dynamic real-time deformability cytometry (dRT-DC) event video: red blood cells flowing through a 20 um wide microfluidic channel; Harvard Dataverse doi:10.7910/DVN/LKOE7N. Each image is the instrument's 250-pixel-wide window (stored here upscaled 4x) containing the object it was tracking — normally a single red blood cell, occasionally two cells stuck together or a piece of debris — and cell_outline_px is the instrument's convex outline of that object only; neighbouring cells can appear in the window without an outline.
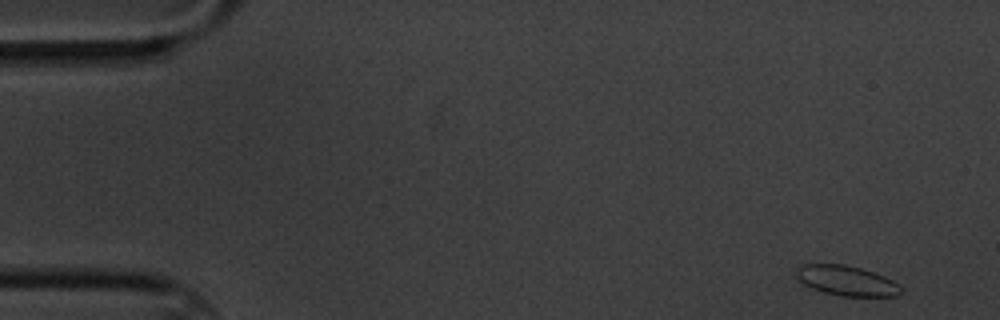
{"species": "common noctule bat (a hibernating species)", "species_latin": "Nyctalus noctula", "temperature_condition": "cold", "stored_images_in_passage": 57, "camera_frame_rate_fps": 3000, "um_per_image_px": 0.085, "animal": {"sex": "male", "body_mass_g": 20.1, "forearm_length_mm": 53.5}, "frame": {"image": 1, "passage_image": 1, "time_ms": 0.0, "image_size_px": [1000, 320], "cell_outline_px": [[900, 292], [896, 296], [840, 296], [824, 292], [812, 288], [804, 284], [792, 272], [800, 264], [844, 264], [860, 268], [884, 276], [900, 284]], "centroid_in_image_um": [71.9, 23.84], "position_along_channel_um": 13.1, "area_um2": 18.32}}
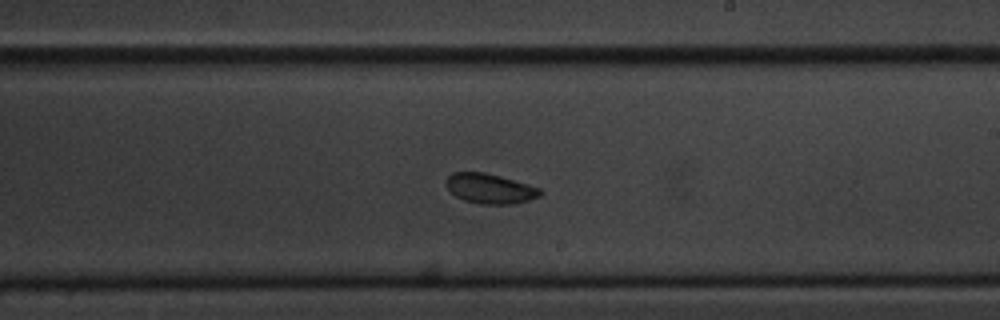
{"frame": {"image": 2, "passage_image": 32, "time_ms": 10.333, "image_size_px": [1000, 320], "cell_outline_px": [[544, 192], [540, 196], [528, 200], [512, 204], [480, 204], [464, 200], [456, 196], [444, 184], [444, 180], [452, 172], [484, 172], [500, 176], [528, 184], [540, 188]], "centroid_in_image_um": [41.63, 16.02], "position_along_channel_um": 247.4, "area_um2": 16.47}}
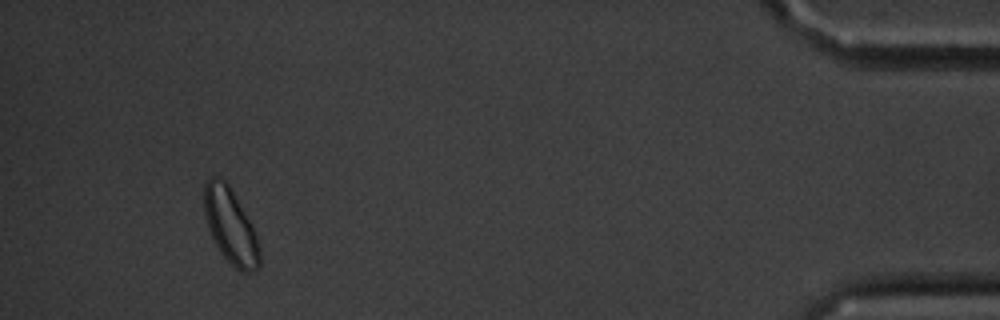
{"frame": {"image": 3, "passage_image": 53, "time_ms": 17.333, "image_size_px": [1000, 320], "cell_outline_px": [[260, 268], [252, 272], [240, 272], [220, 252], [208, 228], [204, 212], [204, 184], [212, 176], [216, 176], [224, 180], [228, 184], [248, 220], [256, 236], [260, 248]], "centroid_in_image_um": [19.59, 19.24], "position_along_channel_um": 415.6, "area_um2": 23.81}, "authors_computed_cell_mechanics": {"area_um2": 17.3978, "velocity_mm_per_s": 3.3586, "shape_relaxation_time_tau1_ms": null, "shape_relaxation_time_tau2_ms": 7.8635, "deformation_change_tau1": null, "deformation_change_tau2": 0.0721}}